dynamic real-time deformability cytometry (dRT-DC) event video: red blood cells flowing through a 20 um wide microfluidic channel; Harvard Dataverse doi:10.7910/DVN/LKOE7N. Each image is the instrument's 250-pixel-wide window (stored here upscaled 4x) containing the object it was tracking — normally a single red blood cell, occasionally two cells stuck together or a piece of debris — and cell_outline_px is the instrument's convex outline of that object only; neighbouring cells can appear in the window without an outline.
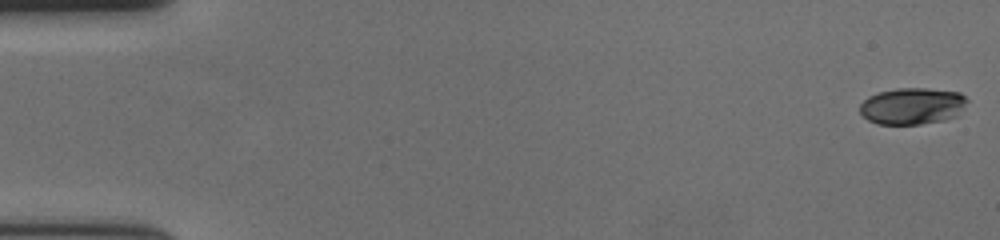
{"species": "human", "species_latin": "Homo sapiens", "temperature_condition": "cold", "stored_images_in_passage": 58, "camera_frame_rate_fps": 3000, "um_per_image_px": 0.085, "donor": {"sex": "female"}, "frame": {"image": 1, "passage_image": 1, "time_ms": 0.0, "image_size_px": [1000, 240], "cell_outline_px": [[968, 100], [956, 116], [944, 120], [920, 124], [876, 124], [868, 120], [860, 112], [860, 104], [868, 96], [876, 92], [896, 88], [928, 88], [960, 92]], "centroid_in_image_um": [77.52, 9.0], "position_along_channel_um": 7.5, "area_um2": 23.0}}
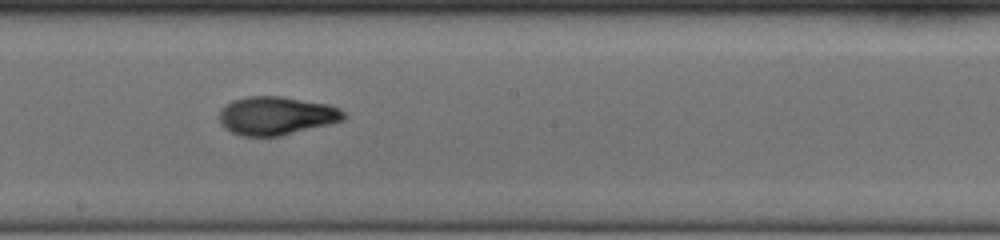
{"frame": {"image": 2, "passage_image": 33, "time_ms": 10.667, "image_size_px": [1000, 240], "cell_outline_px": [[348, 116], [344, 120], [280, 136], [240, 136], [224, 128], [220, 124], [220, 108], [224, 104], [232, 100], [248, 96], [280, 96], [328, 104], [340, 108]], "centroid_in_image_um": [23.47, 9.83], "position_along_channel_um": 224.7, "area_um2": 27.98}}
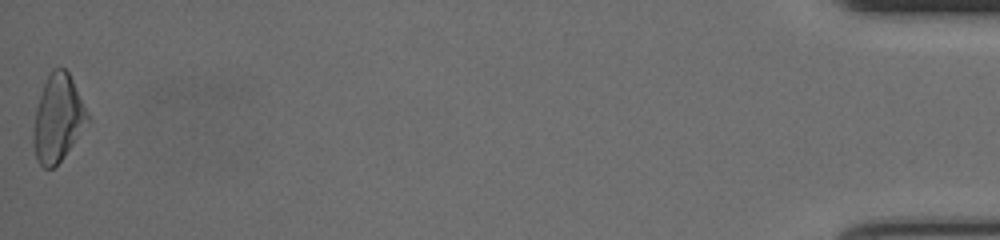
{"frame": {"image": 3, "passage_image": 58, "time_ms": 19.0, "image_size_px": [1000, 240], "cell_outline_px": [[88, 120], [72, 144], [60, 160], [52, 168], [44, 168], [36, 160], [32, 144], [32, 128], [36, 108], [44, 84], [52, 68], [64, 68], [68, 72], [88, 112]], "centroid_in_image_um": [4.87, 10.06], "position_along_channel_um": 430.3, "area_um2": 26.93}, "authors_computed_cell_mechanics": {"area_um2": 26.5591, "velocity_mm_per_s": 3.6627, "shape_relaxation_time_tau1_ms": 4.9732, "shape_relaxation_time_tau2_ms": 2.1909, "deformation_change_tau1": 0.1791, "deformation_change_tau2": 0.0729}}